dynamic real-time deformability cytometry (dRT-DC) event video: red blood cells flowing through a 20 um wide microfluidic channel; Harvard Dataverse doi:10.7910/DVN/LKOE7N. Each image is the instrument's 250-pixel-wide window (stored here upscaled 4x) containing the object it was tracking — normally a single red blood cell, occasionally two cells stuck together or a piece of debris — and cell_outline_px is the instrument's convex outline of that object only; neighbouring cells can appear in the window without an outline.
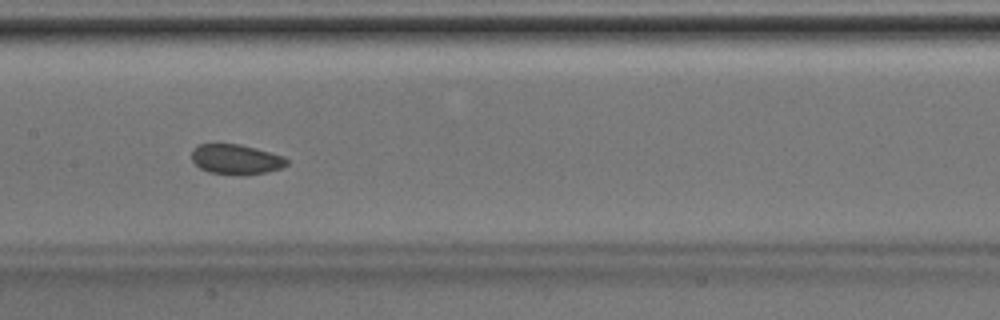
{"species": "Egyptian fruit bat (a non-hibernating species)", "species_latin": "Rousettus aegyptiacus", "temperature_condition": "room temperature", "stored_images_in_passage": 32, "camera_frame_rate_fps": 3000, "um_per_image_px": 0.085, "animal": {"sex": "male"}, "frame": {"image": 1, "passage_image": 10, "time_ms": 3.0, "image_size_px": [1000, 320], "cell_outline_px": [[288, 164], [280, 168], [268, 172], [244, 176], [240, 176], [208, 172], [200, 168], [192, 160], [192, 148], [200, 144], [240, 144], [256, 148], [284, 156], [288, 160]], "centroid_in_image_um": [20.07, 13.56], "position_along_channel_um": 187.3, "area_um2": 16.88}}